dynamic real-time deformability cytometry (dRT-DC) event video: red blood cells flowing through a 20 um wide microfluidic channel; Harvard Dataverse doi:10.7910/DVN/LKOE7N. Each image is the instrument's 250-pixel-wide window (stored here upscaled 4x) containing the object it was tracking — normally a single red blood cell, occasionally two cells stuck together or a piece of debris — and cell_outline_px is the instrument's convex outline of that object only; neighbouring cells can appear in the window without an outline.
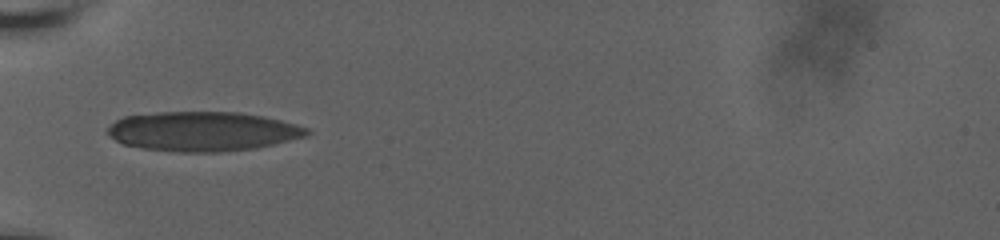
{"species": "human", "species_latin": "Homo sapiens", "temperature_condition": "room temperature", "stored_images_in_passage": 41, "camera_frame_rate_fps": 3000, "um_per_image_px": 0.085, "donor": {"sex": "male"}, "frame": {"image": 1, "passage_image": 1, "time_ms": 0.0, "image_size_px": [1000, 240], "cell_outline_px": [[312, 132], [308, 136], [272, 144], [252, 148], [220, 152], [176, 152], [144, 148], [124, 144], [108, 136], [104, 132], [116, 120], [124, 116], [156, 112], [240, 112], [264, 116], [296, 124], [308, 128]], "centroid_in_image_um": [17.23, 11.16], "position_along_channel_um": 67.8, "area_um2": 45.95}}
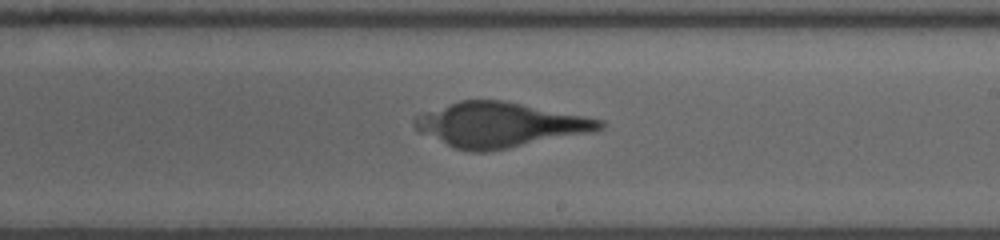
{"frame": {"image": 2, "passage_image": 20, "time_ms": 5.0, "image_size_px": [1000, 240], "cell_outline_px": [[604, 128], [596, 132], [488, 152], [472, 152], [456, 148], [420, 132], [412, 124], [412, 120], [416, 116], [424, 112], [460, 100], [504, 100], [604, 120]], "centroid_in_image_um": [42.52, 10.61], "position_along_channel_um": 246.5, "area_um2": 48.21}}
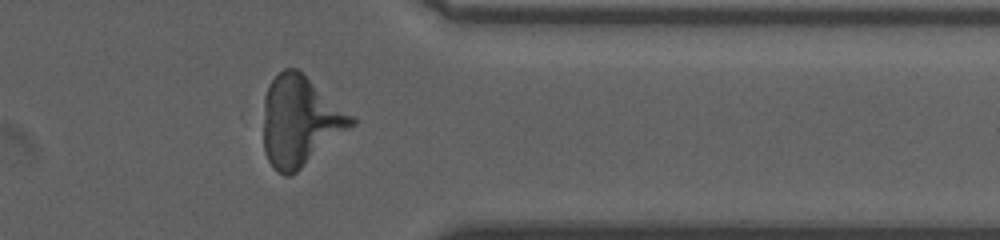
{"frame": {"image": 3, "passage_image": 37, "time_ms": 9.0, "image_size_px": [1000, 240], "cell_outline_px": [[356, 124], [296, 172], [288, 176], [284, 176], [276, 172], [272, 168], [264, 152], [264, 96], [268, 84], [284, 68], [296, 68], [356, 116]], "centroid_in_image_um": [25.51, 10.3], "position_along_channel_um": 385.9, "area_um2": 46.36}}